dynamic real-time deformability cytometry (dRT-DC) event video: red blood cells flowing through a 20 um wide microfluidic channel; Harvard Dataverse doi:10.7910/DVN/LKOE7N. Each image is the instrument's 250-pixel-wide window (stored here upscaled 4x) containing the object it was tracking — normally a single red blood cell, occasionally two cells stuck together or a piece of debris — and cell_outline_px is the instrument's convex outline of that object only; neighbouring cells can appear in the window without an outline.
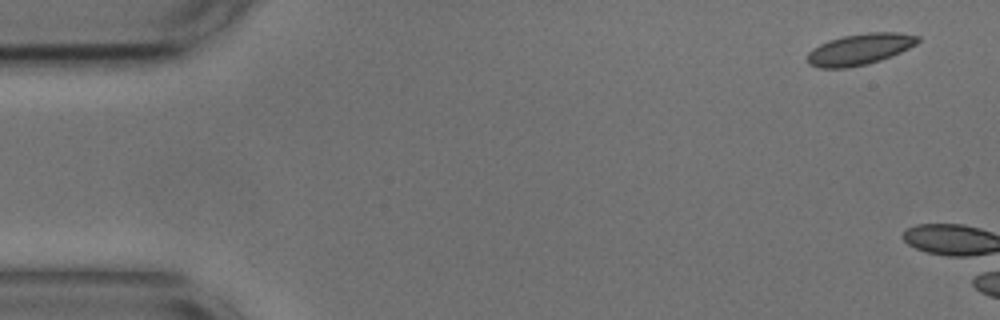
{"species": "common noctule bat (a hibernating species)", "species_latin": "Nyctalus noctula", "temperature_condition": "cold", "stored_images_in_passage": 6, "camera_frame_rate_fps": 3000, "um_per_image_px": 0.085, "animal": {"sex": "male", "body_mass_g": 17.9, "forearm_length_mm": 54.2}, "frame": {"image": 1, "passage_image": 6, "time_ms": 1.667, "image_size_px": [1000, 320], "cell_outline_px": [[920, 40], [916, 44], [892, 56], [868, 64], [848, 68], [820, 68], [808, 64], [808, 52], [812, 48], [828, 40], [844, 36], [868, 32], [900, 32], [920, 36]], "centroid_in_image_um": [73.08, 4.18], "position_along_channel_um": 11.9, "area_um2": 20.17}}